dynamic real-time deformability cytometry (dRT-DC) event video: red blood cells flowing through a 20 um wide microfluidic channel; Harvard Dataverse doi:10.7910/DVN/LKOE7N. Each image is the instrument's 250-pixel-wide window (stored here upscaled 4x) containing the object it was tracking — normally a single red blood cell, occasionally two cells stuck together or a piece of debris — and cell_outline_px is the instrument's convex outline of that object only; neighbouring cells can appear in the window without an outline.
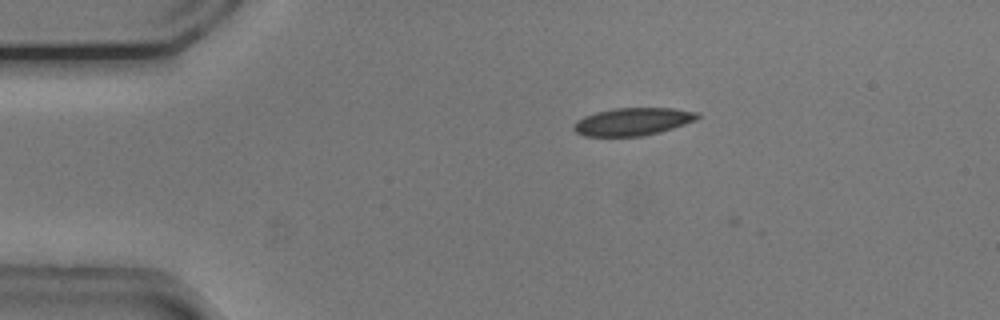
{"species": "common noctule bat (a hibernating species)", "species_latin": "Nyctalus noctula", "temperature_condition": "cold", "stored_images_in_passage": 8, "camera_frame_rate_fps": 3000, "um_per_image_px": 0.085, "animal": {"sex": "male", "body_mass_g": 20.5, "forearm_length_mm": 52.5}, "frame": {"image": 1, "passage_image": 7, "time_ms": 2.0, "image_size_px": [1000, 320], "cell_outline_px": [[700, 116], [696, 120], [660, 132], [644, 136], [584, 136], [576, 132], [572, 128], [576, 120], [584, 116], [596, 112], [616, 108], [672, 108], [700, 112]], "centroid_in_image_um": [53.78, 10.33], "position_along_channel_um": 31.2, "area_um2": 20.0}}